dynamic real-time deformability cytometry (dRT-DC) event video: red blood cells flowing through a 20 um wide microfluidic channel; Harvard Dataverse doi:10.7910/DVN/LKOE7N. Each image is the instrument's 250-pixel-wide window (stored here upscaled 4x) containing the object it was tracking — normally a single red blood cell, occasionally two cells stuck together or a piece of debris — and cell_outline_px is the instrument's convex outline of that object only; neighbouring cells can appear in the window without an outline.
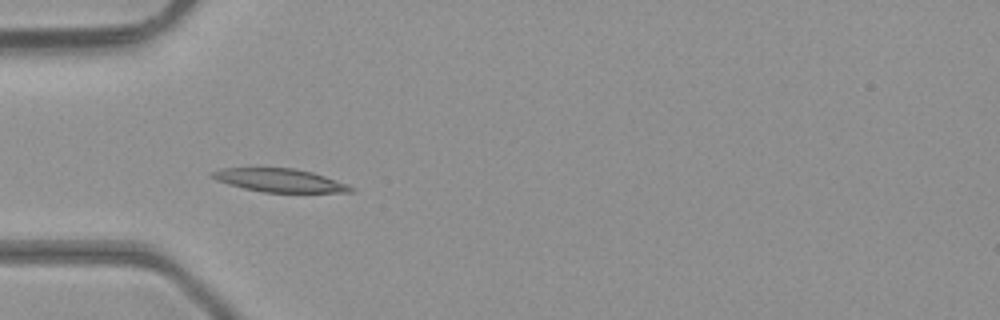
{"species": "common noctule bat (a hibernating species)", "species_latin": "Nyctalus noctula", "temperature_condition": "room temperature", "stored_images_in_passage": 3, "camera_frame_rate_fps": 3000, "um_per_image_px": 0.085, "animal": {"sex": "male", "body_mass_g": 23.1, "forearm_length_mm": 52.7}, "frame": {"image": 1, "passage_image": 3, "time_ms": 0.667, "image_size_px": [1000, 320], "cell_outline_px": [[356, 188], [352, 192], [264, 192], [244, 188], [228, 184], [216, 180], [208, 176], [208, 172], [224, 168], [296, 168], [312, 172], [348, 184]], "centroid_in_image_um": [23.74, 15.32], "position_along_channel_um": 61.3, "area_um2": 18.84}}